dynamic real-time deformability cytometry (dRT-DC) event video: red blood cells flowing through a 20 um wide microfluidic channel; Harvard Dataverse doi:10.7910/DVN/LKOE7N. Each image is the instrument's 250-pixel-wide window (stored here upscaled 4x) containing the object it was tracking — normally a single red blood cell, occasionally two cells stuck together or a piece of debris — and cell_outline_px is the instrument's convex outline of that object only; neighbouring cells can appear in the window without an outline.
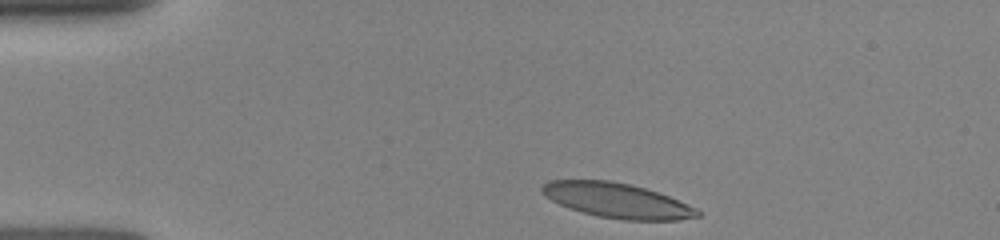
{"species": "human", "species_latin": "Homo sapiens", "temperature_condition": "room temperature", "stored_images_in_passage": 13, "camera_frame_rate_fps": 3000, "um_per_image_px": 0.085, "donor": {"sex": "female"}, "frame": {"image": 1, "passage_image": 1, "time_ms": 0.0, "image_size_px": [1000, 240], "cell_outline_px": [[700, 216], [680, 220], [624, 220], [596, 216], [580, 212], [568, 208], [552, 200], [540, 192], [540, 188], [548, 180], [608, 180], [628, 184], [644, 188], [668, 196], [696, 208], [700, 212]], "centroid_in_image_um": [52.41, 17.05], "position_along_channel_um": 32.6, "area_um2": 31.44}}
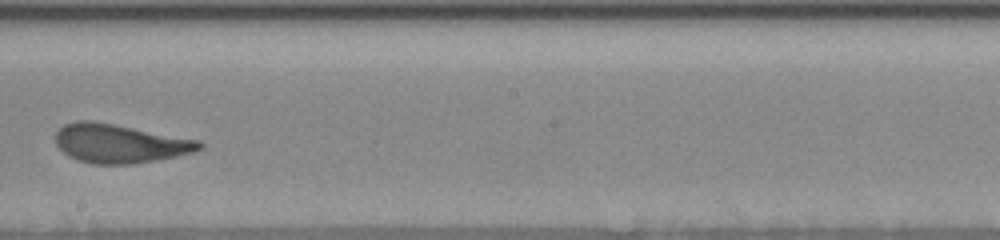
{"frame": {"image": 2, "passage_image": 8, "time_ms": 6.333, "image_size_px": [1000, 240], "cell_outline_px": [[204, 148], [192, 152], [176, 156], [156, 160], [132, 164], [92, 164], [76, 160], [68, 156], [56, 144], [56, 132], [64, 124], [76, 120], [92, 120], [200, 140], [204, 144]], "centroid_in_image_um": [10.17, 12.2], "position_along_channel_um": 238.0, "area_um2": 32.6}}
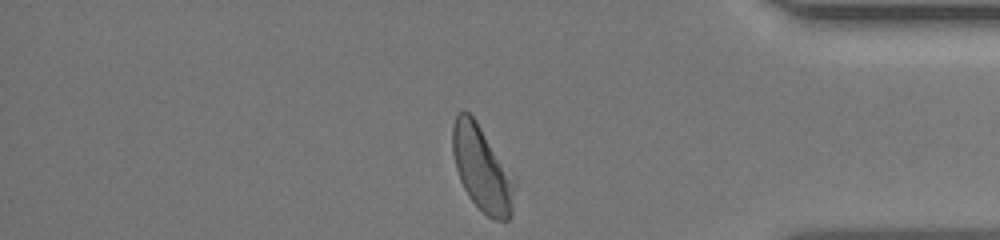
{"frame": {"image": 3, "passage_image": 13, "time_ms": 10.667, "image_size_px": [1000, 240], "cell_outline_px": [[516, 188], [512, 212], [508, 220], [492, 220], [468, 196], [460, 180], [456, 168], [452, 152], [452, 124], [456, 116], [464, 108], [476, 120], [516, 176]], "centroid_in_image_um": [41.01, 14.32], "position_along_channel_um": 394.2, "area_um2": 31.44}}